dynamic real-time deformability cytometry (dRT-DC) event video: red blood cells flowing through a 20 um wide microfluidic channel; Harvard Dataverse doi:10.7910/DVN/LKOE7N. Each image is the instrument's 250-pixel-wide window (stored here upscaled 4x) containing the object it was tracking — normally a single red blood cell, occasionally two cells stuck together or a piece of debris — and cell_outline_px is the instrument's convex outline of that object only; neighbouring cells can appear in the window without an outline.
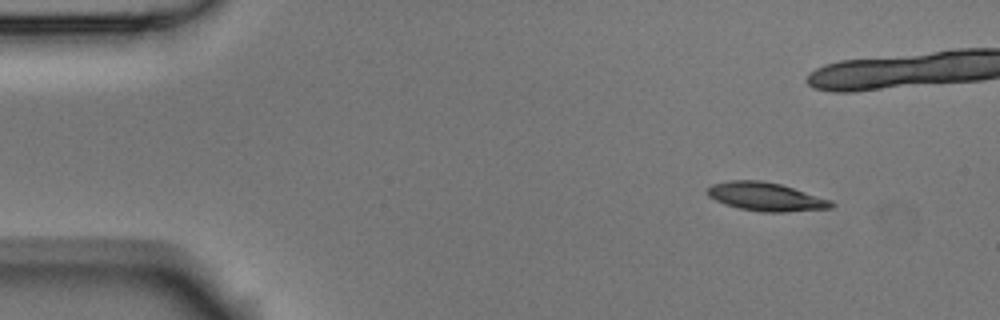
{"species": "Egyptian fruit bat (a non-hibernating species)", "species_latin": "Rousettus aegyptiacus", "temperature_condition": "room temperature", "stored_images_in_passage": 10, "camera_frame_rate_fps": 3000, "um_per_image_px": 0.085, "animal": {"sex": "male"}, "frame": {"image": 1, "passage_image": 1, "time_ms": 0.0, "image_size_px": [1000, 320], "cell_outline_px": [[836, 204], [832, 208], [784, 212], [764, 212], [740, 208], [724, 204], [708, 196], [708, 188], [712, 184], [728, 180], [760, 180], [780, 184], [832, 200]], "centroid_in_image_um": [65.12, 16.72], "position_along_channel_um": 19.9, "area_um2": 20.46}}